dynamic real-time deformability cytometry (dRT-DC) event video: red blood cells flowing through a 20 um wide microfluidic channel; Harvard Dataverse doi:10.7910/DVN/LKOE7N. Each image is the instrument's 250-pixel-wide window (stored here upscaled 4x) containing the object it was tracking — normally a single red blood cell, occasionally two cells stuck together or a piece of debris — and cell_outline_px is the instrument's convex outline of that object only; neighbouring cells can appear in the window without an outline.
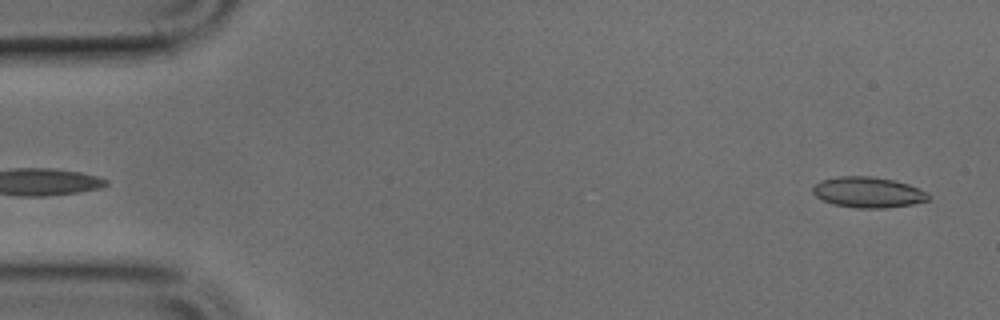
{"species": "common noctule bat (a hibernating species)", "species_latin": "Nyctalus noctula", "temperature_condition": "cold", "stored_images_in_passage": 47, "camera_frame_rate_fps": 3000, "um_per_image_px": 0.085, "animal": {"sex": "male", "body_mass_g": 17.9, "forearm_length_mm": 54.2}, "frame": {"image": 1, "passage_image": 1, "time_ms": 0.0, "image_size_px": [1000, 320], "cell_outline_px": [[932, 196], [928, 200], [912, 204], [884, 208], [856, 208], [832, 204], [816, 196], [812, 192], [812, 188], [820, 180], [840, 176], [872, 176], [892, 180], [908, 184], [928, 192]], "centroid_in_image_um": [73.79, 16.34], "position_along_channel_um": 11.2, "area_um2": 20.69}}
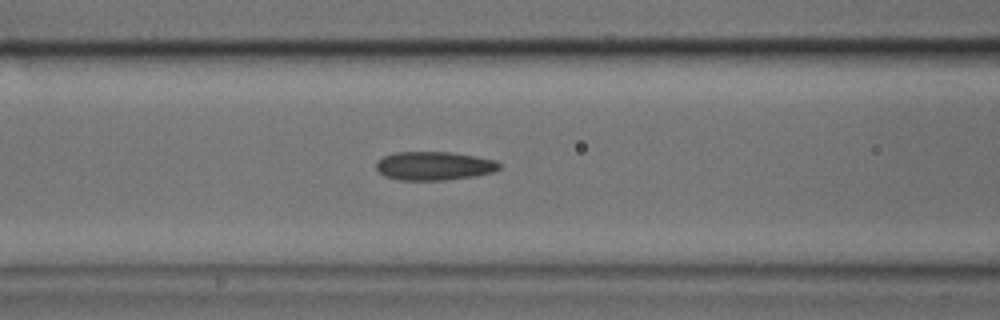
{"frame": {"image": 2, "passage_image": 18, "time_ms": 5.667, "image_size_px": [1000, 320], "cell_outline_px": [[500, 168], [492, 172], [472, 176], [444, 180], [396, 180], [384, 176], [376, 168], [376, 160], [384, 156], [396, 152], [452, 152], [476, 156], [496, 160], [500, 164]], "centroid_in_image_um": [36.86, 14.09], "position_along_channel_um": 129.7, "area_um2": 20.58}}
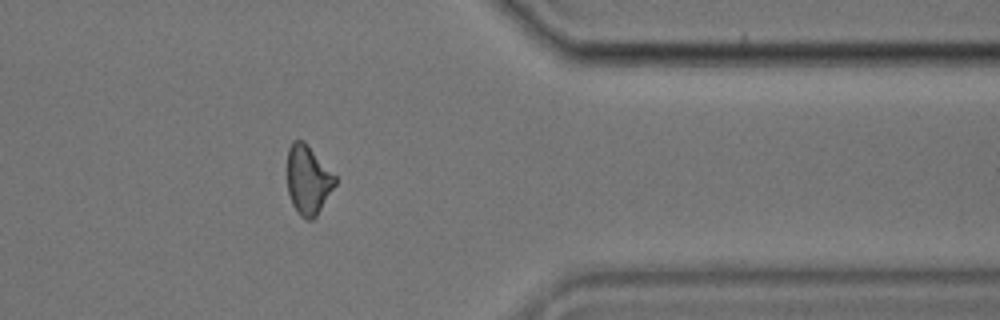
{"frame": {"image": 3, "passage_image": 38, "time_ms": 12.333, "image_size_px": [1000, 320], "cell_outline_px": [[336, 184], [316, 216], [312, 220], [304, 220], [300, 216], [292, 204], [288, 192], [288, 148], [292, 140], [304, 140], [336, 176]], "centroid_in_image_um": [26.18, 15.29], "position_along_channel_um": 385.2, "area_um2": 19.25}}